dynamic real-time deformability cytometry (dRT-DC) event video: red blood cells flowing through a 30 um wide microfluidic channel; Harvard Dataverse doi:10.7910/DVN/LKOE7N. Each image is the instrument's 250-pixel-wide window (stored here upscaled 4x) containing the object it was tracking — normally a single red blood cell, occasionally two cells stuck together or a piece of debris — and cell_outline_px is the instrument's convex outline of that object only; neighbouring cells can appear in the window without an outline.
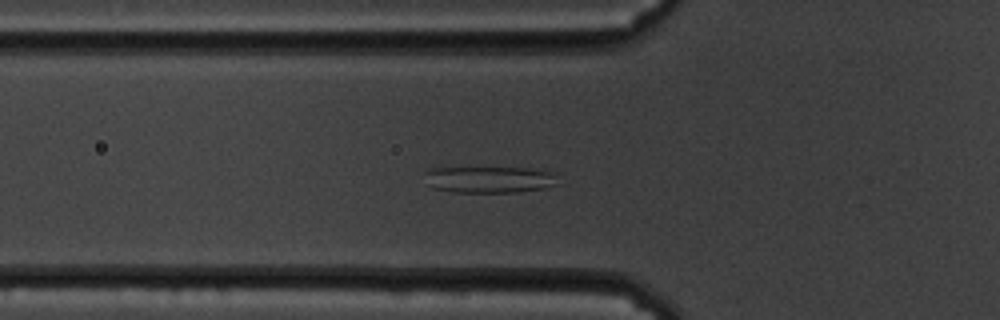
{"species": "common noctule bat (a hibernating species)", "species_latin": "Nyctalus noctula", "temperature_condition": "cold", "stored_images_in_passage": 61, "camera_frame_rate_fps": 3000, "um_per_image_px": 0.085, "animal": {"sex": "male", "body_mass_g": 19.5, "forearm_length_mm": 54.6}, "frame": {"image": 1, "passage_image": 21, "time_ms": 6.667, "image_size_px": [1000, 320], "cell_outline_px": [[556, 184], [544, 188], [520, 192], [452, 192], [432, 188], [428, 184], [424, 172], [428, 168], [528, 168], [552, 172]], "centroid_in_image_um": [41.53, 15.26], "position_along_channel_um": 84.3, "area_um2": 20.46}}
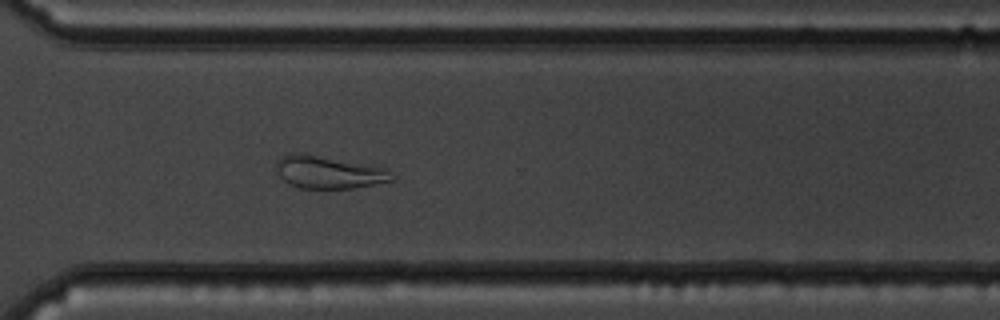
{"frame": {"image": 2, "passage_image": 44, "time_ms": 14.333, "image_size_px": [1000, 320], "cell_outline_px": [[396, 180], [352, 188], [300, 188], [288, 184], [280, 176], [276, 168], [276, 160], [280, 156], [292, 152], [308, 152], [376, 164], [388, 168], [396, 176]], "centroid_in_image_um": [28.0, 14.58], "position_along_channel_um": 342.6, "area_um2": 23.18}}
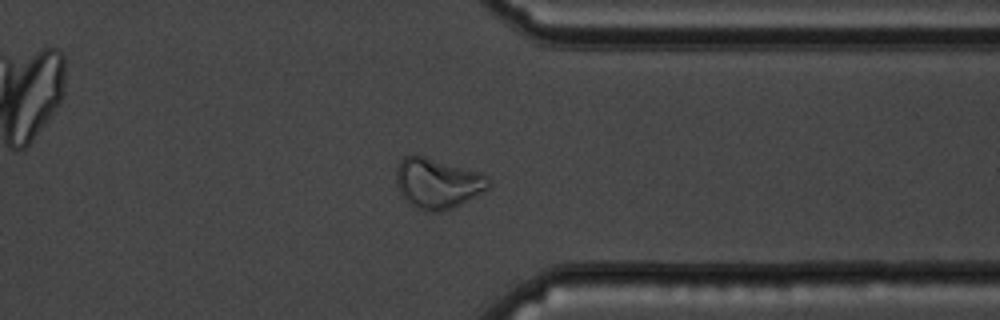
{"frame": {"image": 3, "passage_image": 47, "time_ms": 15.333, "image_size_px": [1000, 320], "cell_outline_px": [[492, 184], [488, 188], [452, 208], [436, 212], [424, 212], [408, 204], [400, 192], [396, 184], [396, 168], [400, 160], [404, 156], [424, 156], [480, 172], [488, 176]], "centroid_in_image_um": [37.16, 15.58], "position_along_channel_um": 374.2, "area_um2": 26.99}, "authors_computed_cell_mechanics": {"area_um2": 26.2412, "velocity_mm_per_s": 3.3645, "shape_relaxation_time_tau1_ms": null, "shape_relaxation_time_tau2_ms": 9.6006, "deformation_change_tau1": null, "deformation_change_tau2": 0.1836}}